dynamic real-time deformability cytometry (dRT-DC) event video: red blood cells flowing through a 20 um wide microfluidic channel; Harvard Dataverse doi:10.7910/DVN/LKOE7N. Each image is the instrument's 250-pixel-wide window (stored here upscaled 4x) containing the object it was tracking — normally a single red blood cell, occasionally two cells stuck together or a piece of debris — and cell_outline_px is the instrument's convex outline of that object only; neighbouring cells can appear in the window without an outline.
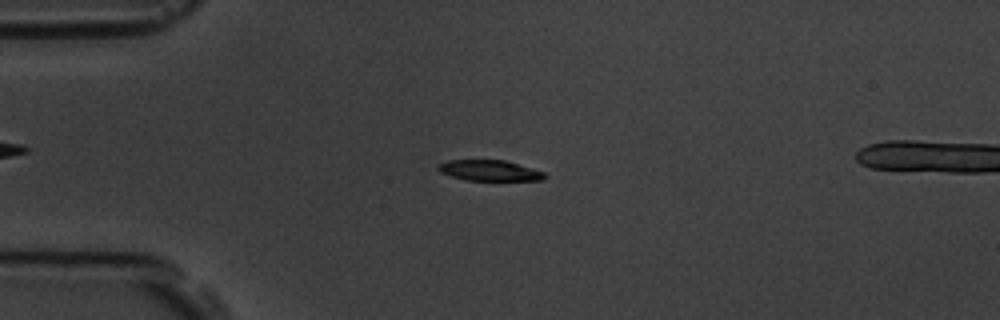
{"species": "common noctule bat (a hibernating species)", "species_latin": "Nyctalus noctula", "temperature_condition": "room temperature", "stored_images_in_passage": 4, "camera_frame_rate_fps": 3000, "um_per_image_px": 0.085, "animal": {"sex": "male", "body_mass_g": 19.5, "forearm_length_mm": 54.6}, "frame": {"image": 1, "passage_image": 4, "time_ms": 3.667, "image_size_px": [1000, 320], "cell_outline_px": [[548, 176], [544, 180], [464, 180], [440, 172], [436, 168], [440, 164], [448, 160], [504, 160], [544, 172]], "centroid_in_image_um": [41.61, 14.5], "position_along_channel_um": 43.4, "area_um2": 12.72}}